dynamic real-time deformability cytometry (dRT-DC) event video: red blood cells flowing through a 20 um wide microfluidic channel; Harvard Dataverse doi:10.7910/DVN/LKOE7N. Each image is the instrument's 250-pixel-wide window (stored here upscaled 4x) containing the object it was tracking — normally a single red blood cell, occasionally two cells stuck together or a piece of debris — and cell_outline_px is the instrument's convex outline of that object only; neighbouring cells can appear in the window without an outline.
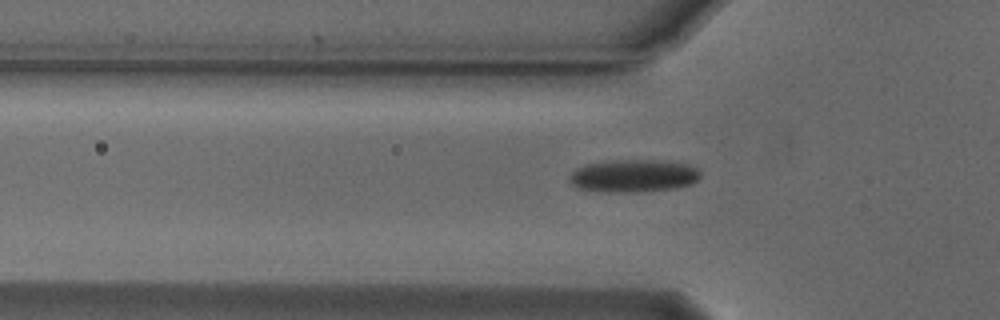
{"species": "Egyptian fruit bat (a non-hibernating species)", "species_latin": "Rousettus aegyptiacus", "temperature_condition": "cold", "stored_images_in_passage": 37, "camera_frame_rate_fps": 3000, "um_per_image_px": 0.085, "animal": {"sex": "male"}, "frame": {"image": 1, "passage_image": 4, "time_ms": 1.0, "image_size_px": [1000, 320], "cell_outline_px": [[700, 176], [692, 184], [676, 188], [636, 192], [608, 192], [580, 188], [572, 184], [568, 180], [568, 176], [576, 168], [584, 164], [612, 160], [660, 160], [688, 164], [696, 168], [700, 172]], "centroid_in_image_um": [53.83, 14.94], "position_along_channel_um": 72.0, "area_um2": 25.03}}
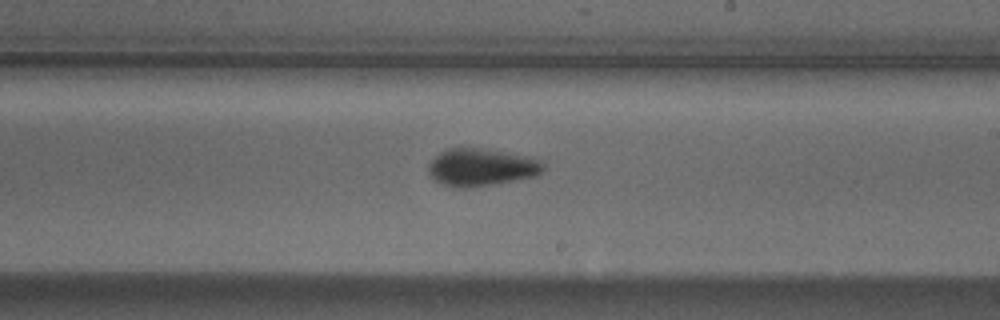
{"frame": {"image": 2, "passage_image": 18, "time_ms": 5.667, "image_size_px": [1000, 320], "cell_outline_px": [[544, 168], [536, 176], [492, 184], [468, 188], [464, 188], [444, 184], [428, 176], [428, 164], [440, 152], [448, 148], [460, 144], [528, 156], [540, 160], [544, 164]], "centroid_in_image_um": [40.87, 14.17], "position_along_channel_um": 248.1, "area_um2": 25.43}}
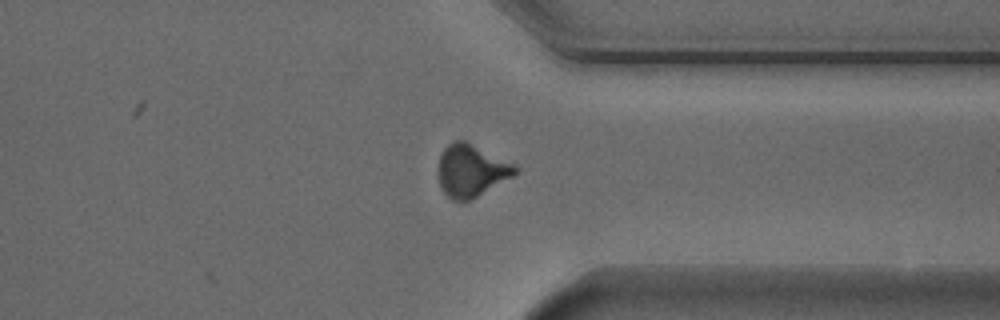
{"frame": {"image": 3, "passage_image": 28, "time_ms": 9.0, "image_size_px": [1000, 320], "cell_outline_px": [[520, 172], [472, 200], [452, 200], [444, 192], [436, 176], [440, 156], [444, 148], [448, 144], [456, 140], [464, 140], [516, 164], [520, 168]], "centroid_in_image_um": [40.08, 14.5], "position_along_channel_um": 371.3, "area_um2": 23.76}, "authors_computed_cell_mechanics": {"area_um2": 24.276, "velocity_mm_per_s": 3.7709, "shape_relaxation_time_tau1_ms": 4.5701, "shape_relaxation_time_tau2_ms": 2.3065, "deformation_change_tau1": 0.1257, "deformation_change_tau2": 0.0911}}